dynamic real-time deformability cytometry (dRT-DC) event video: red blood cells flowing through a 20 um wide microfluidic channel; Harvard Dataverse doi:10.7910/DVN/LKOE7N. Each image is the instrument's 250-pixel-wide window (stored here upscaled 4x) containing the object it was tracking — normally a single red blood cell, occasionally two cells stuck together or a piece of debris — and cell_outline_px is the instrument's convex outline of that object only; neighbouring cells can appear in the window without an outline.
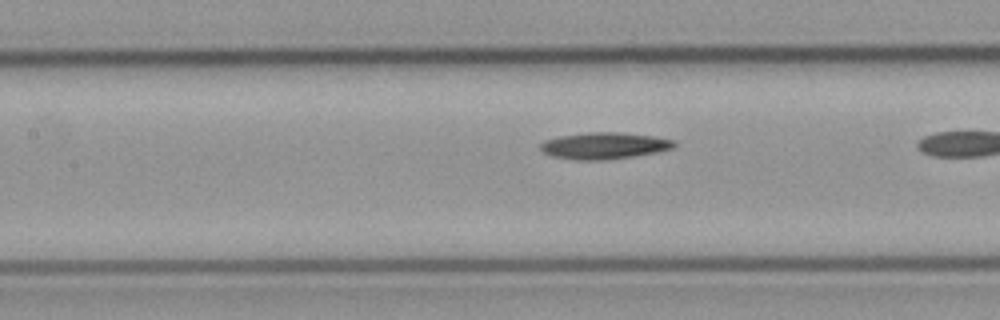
{"species": "common noctule bat (a hibernating species)", "species_latin": "Nyctalus noctula", "temperature_condition": "cold", "stored_images_in_passage": 22, "camera_frame_rate_fps": 3000, "um_per_image_px": 0.085, "animal": {"sex": "male", "body_mass_g": 23.1, "forearm_length_mm": 52.7}, "frame": {"image": 1, "passage_image": 16, "time_ms": 5.0, "image_size_px": [1000, 320], "cell_outline_px": [[676, 144], [672, 148], [656, 152], [632, 156], [604, 160], [576, 160], [552, 156], [544, 152], [540, 148], [540, 144], [544, 140], [560, 136], [588, 132], [616, 132], [652, 136], [676, 140]], "centroid_in_image_um": [51.34, 12.38], "position_along_channel_um": 156.1, "area_um2": 20.58}}